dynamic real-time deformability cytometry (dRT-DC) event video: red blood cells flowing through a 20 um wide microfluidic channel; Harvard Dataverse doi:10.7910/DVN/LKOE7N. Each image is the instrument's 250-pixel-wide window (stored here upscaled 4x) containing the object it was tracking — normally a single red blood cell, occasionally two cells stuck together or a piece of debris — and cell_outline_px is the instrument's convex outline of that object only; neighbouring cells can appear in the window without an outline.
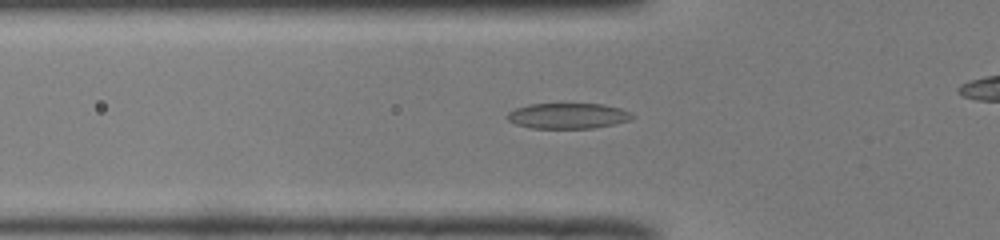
{"species": "common noctule bat (a hibernating species)", "species_latin": "Nyctalus noctula", "temperature_condition": "room temperature", "stored_images_in_passage": 42, "camera_frame_rate_fps": 3000, "um_per_image_px": 0.085, "animal": {"sex": "male", "body_mass_g": 19.0, "forearm_length_mm": 50.8}, "frame": {"image": 1, "passage_image": 17, "time_ms": 5.333, "image_size_px": [1000, 240], "cell_outline_px": [[636, 116], [628, 120], [596, 128], [532, 128], [516, 124], [508, 120], [504, 116], [508, 112], [516, 108], [528, 104], [600, 104], [620, 108]], "centroid_in_image_um": [48.22, 9.85], "position_along_channel_um": 77.6, "area_um2": 18.5}}
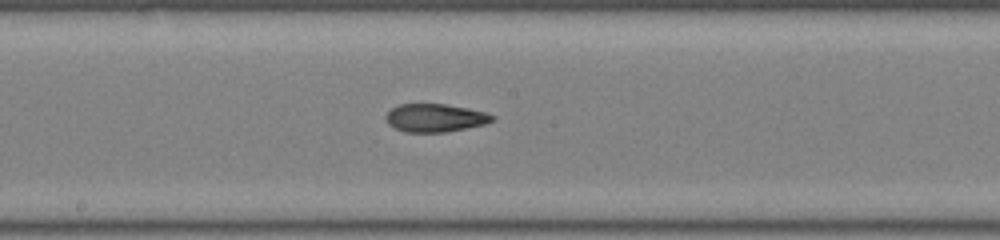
{"frame": {"image": 2, "passage_image": 27, "time_ms": 8.667, "image_size_px": [1000, 240], "cell_outline_px": [[496, 120], [484, 124], [444, 132], [404, 132], [392, 128], [388, 124], [384, 116], [396, 104], [444, 104], [468, 108], [484, 112], [496, 116]], "centroid_in_image_um": [36.95, 10.02], "position_along_channel_um": 211.3, "area_um2": 17.51}}
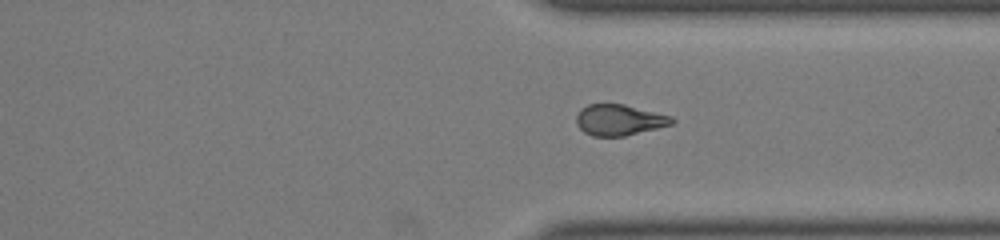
{"frame": {"image": 3, "passage_image": 38, "time_ms": 12.333, "image_size_px": [1000, 240], "cell_outline_px": [[676, 120], [672, 124], [624, 136], [592, 136], [584, 132], [576, 124], [576, 116], [580, 108], [588, 104], [624, 104], [672, 116]], "centroid_in_image_um": [52.61, 10.19], "position_along_channel_um": 358.8, "area_um2": 17.22}}